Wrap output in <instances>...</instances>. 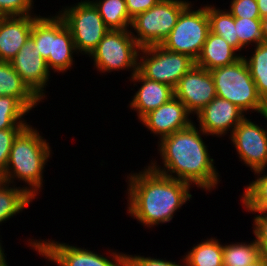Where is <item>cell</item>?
<instances>
[{"mask_svg": "<svg viewBox=\"0 0 267 266\" xmlns=\"http://www.w3.org/2000/svg\"><path fill=\"white\" fill-rule=\"evenodd\" d=\"M159 1L160 0H125L131 18H134L139 13L147 11Z\"/></svg>", "mask_w": 267, "mask_h": 266, "instance_id": "36", "label": "cell"}, {"mask_svg": "<svg viewBox=\"0 0 267 266\" xmlns=\"http://www.w3.org/2000/svg\"><path fill=\"white\" fill-rule=\"evenodd\" d=\"M34 47V40L29 37L10 63L29 88L44 100L46 97L44 88L49 82L51 71L48 69L46 60Z\"/></svg>", "mask_w": 267, "mask_h": 266, "instance_id": "13", "label": "cell"}, {"mask_svg": "<svg viewBox=\"0 0 267 266\" xmlns=\"http://www.w3.org/2000/svg\"><path fill=\"white\" fill-rule=\"evenodd\" d=\"M252 213H259L254 216L253 233L255 241L259 246L261 254L267 252V211H248Z\"/></svg>", "mask_w": 267, "mask_h": 266, "instance_id": "34", "label": "cell"}, {"mask_svg": "<svg viewBox=\"0 0 267 266\" xmlns=\"http://www.w3.org/2000/svg\"><path fill=\"white\" fill-rule=\"evenodd\" d=\"M22 129L0 130V176L4 173L13 142Z\"/></svg>", "mask_w": 267, "mask_h": 266, "instance_id": "33", "label": "cell"}, {"mask_svg": "<svg viewBox=\"0 0 267 266\" xmlns=\"http://www.w3.org/2000/svg\"><path fill=\"white\" fill-rule=\"evenodd\" d=\"M228 11L234 18L261 19L257 0H231Z\"/></svg>", "mask_w": 267, "mask_h": 266, "instance_id": "31", "label": "cell"}, {"mask_svg": "<svg viewBox=\"0 0 267 266\" xmlns=\"http://www.w3.org/2000/svg\"><path fill=\"white\" fill-rule=\"evenodd\" d=\"M190 3L179 15L176 25L161 44L166 50L189 55L196 61L210 32L207 5L198 10Z\"/></svg>", "mask_w": 267, "mask_h": 266, "instance_id": "7", "label": "cell"}, {"mask_svg": "<svg viewBox=\"0 0 267 266\" xmlns=\"http://www.w3.org/2000/svg\"><path fill=\"white\" fill-rule=\"evenodd\" d=\"M30 111L12 96H0V130L23 129L28 125L24 116Z\"/></svg>", "mask_w": 267, "mask_h": 266, "instance_id": "27", "label": "cell"}, {"mask_svg": "<svg viewBox=\"0 0 267 266\" xmlns=\"http://www.w3.org/2000/svg\"><path fill=\"white\" fill-rule=\"evenodd\" d=\"M140 48L131 29L109 30L89 57L101 73L130 69L132 77L138 71Z\"/></svg>", "mask_w": 267, "mask_h": 266, "instance_id": "8", "label": "cell"}, {"mask_svg": "<svg viewBox=\"0 0 267 266\" xmlns=\"http://www.w3.org/2000/svg\"><path fill=\"white\" fill-rule=\"evenodd\" d=\"M91 2L110 30H129L132 18L129 16L125 0H93Z\"/></svg>", "mask_w": 267, "mask_h": 266, "instance_id": "24", "label": "cell"}, {"mask_svg": "<svg viewBox=\"0 0 267 266\" xmlns=\"http://www.w3.org/2000/svg\"><path fill=\"white\" fill-rule=\"evenodd\" d=\"M174 96L191 115L199 113L217 96L211 72L194 65L174 87Z\"/></svg>", "mask_w": 267, "mask_h": 266, "instance_id": "12", "label": "cell"}, {"mask_svg": "<svg viewBox=\"0 0 267 266\" xmlns=\"http://www.w3.org/2000/svg\"><path fill=\"white\" fill-rule=\"evenodd\" d=\"M144 168L127 176V213L146 228L169 223L175 212L192 198V186L160 174L149 165Z\"/></svg>", "mask_w": 267, "mask_h": 266, "instance_id": "2", "label": "cell"}, {"mask_svg": "<svg viewBox=\"0 0 267 266\" xmlns=\"http://www.w3.org/2000/svg\"><path fill=\"white\" fill-rule=\"evenodd\" d=\"M183 264H177V262L167 261L166 259L145 257L140 255H126V266H186L185 259L183 257Z\"/></svg>", "mask_w": 267, "mask_h": 266, "instance_id": "35", "label": "cell"}, {"mask_svg": "<svg viewBox=\"0 0 267 266\" xmlns=\"http://www.w3.org/2000/svg\"><path fill=\"white\" fill-rule=\"evenodd\" d=\"M261 19L235 18L236 34L239 43L246 48L251 43L255 46L263 42ZM246 46V47H245Z\"/></svg>", "mask_w": 267, "mask_h": 266, "instance_id": "30", "label": "cell"}, {"mask_svg": "<svg viewBox=\"0 0 267 266\" xmlns=\"http://www.w3.org/2000/svg\"><path fill=\"white\" fill-rule=\"evenodd\" d=\"M40 15L3 16L0 19V61L10 62L31 36Z\"/></svg>", "mask_w": 267, "mask_h": 266, "instance_id": "16", "label": "cell"}, {"mask_svg": "<svg viewBox=\"0 0 267 266\" xmlns=\"http://www.w3.org/2000/svg\"><path fill=\"white\" fill-rule=\"evenodd\" d=\"M217 97L228 100L244 112L267 113V103L259 95L249 68L242 56L236 62L210 71Z\"/></svg>", "mask_w": 267, "mask_h": 266, "instance_id": "4", "label": "cell"}, {"mask_svg": "<svg viewBox=\"0 0 267 266\" xmlns=\"http://www.w3.org/2000/svg\"><path fill=\"white\" fill-rule=\"evenodd\" d=\"M190 3L188 0H160L147 11L137 14L131 23V34L136 43L140 47L161 45Z\"/></svg>", "mask_w": 267, "mask_h": 266, "instance_id": "5", "label": "cell"}, {"mask_svg": "<svg viewBox=\"0 0 267 266\" xmlns=\"http://www.w3.org/2000/svg\"><path fill=\"white\" fill-rule=\"evenodd\" d=\"M76 4L66 6L57 13L69 28L77 53L90 56L110 29L90 0H81Z\"/></svg>", "mask_w": 267, "mask_h": 266, "instance_id": "6", "label": "cell"}, {"mask_svg": "<svg viewBox=\"0 0 267 266\" xmlns=\"http://www.w3.org/2000/svg\"><path fill=\"white\" fill-rule=\"evenodd\" d=\"M186 254V266H223V245L215 237L201 241Z\"/></svg>", "mask_w": 267, "mask_h": 266, "instance_id": "23", "label": "cell"}, {"mask_svg": "<svg viewBox=\"0 0 267 266\" xmlns=\"http://www.w3.org/2000/svg\"><path fill=\"white\" fill-rule=\"evenodd\" d=\"M227 9H219L214 5H207V15L210 23V32L222 37L236 51L243 50V46L239 43L235 28V18Z\"/></svg>", "mask_w": 267, "mask_h": 266, "instance_id": "22", "label": "cell"}, {"mask_svg": "<svg viewBox=\"0 0 267 266\" xmlns=\"http://www.w3.org/2000/svg\"><path fill=\"white\" fill-rule=\"evenodd\" d=\"M244 113L235 104L216 96L196 114V118L199 122L198 127L205 134L222 137L229 131L231 135L234 128L246 117Z\"/></svg>", "mask_w": 267, "mask_h": 266, "instance_id": "14", "label": "cell"}, {"mask_svg": "<svg viewBox=\"0 0 267 266\" xmlns=\"http://www.w3.org/2000/svg\"><path fill=\"white\" fill-rule=\"evenodd\" d=\"M33 0H0V14L2 16L32 15Z\"/></svg>", "mask_w": 267, "mask_h": 266, "instance_id": "32", "label": "cell"}, {"mask_svg": "<svg viewBox=\"0 0 267 266\" xmlns=\"http://www.w3.org/2000/svg\"><path fill=\"white\" fill-rule=\"evenodd\" d=\"M0 96L16 97L29 111L42 102L7 61H0Z\"/></svg>", "mask_w": 267, "mask_h": 266, "instance_id": "20", "label": "cell"}, {"mask_svg": "<svg viewBox=\"0 0 267 266\" xmlns=\"http://www.w3.org/2000/svg\"><path fill=\"white\" fill-rule=\"evenodd\" d=\"M186 106L175 96L157 109L148 112L139 121L159 140L176 131L188 128L193 122Z\"/></svg>", "mask_w": 267, "mask_h": 266, "instance_id": "15", "label": "cell"}, {"mask_svg": "<svg viewBox=\"0 0 267 266\" xmlns=\"http://www.w3.org/2000/svg\"><path fill=\"white\" fill-rule=\"evenodd\" d=\"M267 168L260 169L254 174H257L256 180L252 181L245 187L241 203L246 211H267ZM263 174V175H262Z\"/></svg>", "mask_w": 267, "mask_h": 266, "instance_id": "25", "label": "cell"}, {"mask_svg": "<svg viewBox=\"0 0 267 266\" xmlns=\"http://www.w3.org/2000/svg\"><path fill=\"white\" fill-rule=\"evenodd\" d=\"M33 200L24 188L0 180V225L23 211Z\"/></svg>", "mask_w": 267, "mask_h": 266, "instance_id": "21", "label": "cell"}, {"mask_svg": "<svg viewBox=\"0 0 267 266\" xmlns=\"http://www.w3.org/2000/svg\"><path fill=\"white\" fill-rule=\"evenodd\" d=\"M261 19L267 18V0H257Z\"/></svg>", "mask_w": 267, "mask_h": 266, "instance_id": "37", "label": "cell"}, {"mask_svg": "<svg viewBox=\"0 0 267 266\" xmlns=\"http://www.w3.org/2000/svg\"><path fill=\"white\" fill-rule=\"evenodd\" d=\"M129 79L133 83L141 82V87L134 94L133 100L131 99L129 104V107L138 113L139 120L148 112L168 102L174 96V89L171 86L147 79L139 71L132 77H129Z\"/></svg>", "mask_w": 267, "mask_h": 266, "instance_id": "17", "label": "cell"}, {"mask_svg": "<svg viewBox=\"0 0 267 266\" xmlns=\"http://www.w3.org/2000/svg\"><path fill=\"white\" fill-rule=\"evenodd\" d=\"M51 151L47 140L36 128L28 124L16 136L0 180L10 184L15 183L16 179L27 183L29 187L23 188L36 199L43 187V170L49 158L52 157Z\"/></svg>", "mask_w": 267, "mask_h": 266, "instance_id": "3", "label": "cell"}, {"mask_svg": "<svg viewBox=\"0 0 267 266\" xmlns=\"http://www.w3.org/2000/svg\"><path fill=\"white\" fill-rule=\"evenodd\" d=\"M247 266H267V257L265 254H261L257 259Z\"/></svg>", "mask_w": 267, "mask_h": 266, "instance_id": "38", "label": "cell"}, {"mask_svg": "<svg viewBox=\"0 0 267 266\" xmlns=\"http://www.w3.org/2000/svg\"><path fill=\"white\" fill-rule=\"evenodd\" d=\"M261 255L256 241L223 245V266H247Z\"/></svg>", "mask_w": 267, "mask_h": 266, "instance_id": "28", "label": "cell"}, {"mask_svg": "<svg viewBox=\"0 0 267 266\" xmlns=\"http://www.w3.org/2000/svg\"><path fill=\"white\" fill-rule=\"evenodd\" d=\"M4 249L2 246H0V266H9L7 265L8 263L6 262V256L4 254Z\"/></svg>", "mask_w": 267, "mask_h": 266, "instance_id": "40", "label": "cell"}, {"mask_svg": "<svg viewBox=\"0 0 267 266\" xmlns=\"http://www.w3.org/2000/svg\"><path fill=\"white\" fill-rule=\"evenodd\" d=\"M33 240V241H32ZM28 240V245L51 263L58 266H126V253L110 250V257L94 250L79 248L53 240ZM111 258V259H110Z\"/></svg>", "mask_w": 267, "mask_h": 266, "instance_id": "10", "label": "cell"}, {"mask_svg": "<svg viewBox=\"0 0 267 266\" xmlns=\"http://www.w3.org/2000/svg\"><path fill=\"white\" fill-rule=\"evenodd\" d=\"M35 43L34 49L40 52L41 56L47 60L52 46V16H39L34 22L30 36Z\"/></svg>", "mask_w": 267, "mask_h": 266, "instance_id": "29", "label": "cell"}, {"mask_svg": "<svg viewBox=\"0 0 267 266\" xmlns=\"http://www.w3.org/2000/svg\"><path fill=\"white\" fill-rule=\"evenodd\" d=\"M243 57L259 95L267 103V44L259 43L249 58Z\"/></svg>", "mask_w": 267, "mask_h": 266, "instance_id": "26", "label": "cell"}, {"mask_svg": "<svg viewBox=\"0 0 267 266\" xmlns=\"http://www.w3.org/2000/svg\"><path fill=\"white\" fill-rule=\"evenodd\" d=\"M236 52L222 37L209 32L195 65L208 71L230 65L242 57Z\"/></svg>", "mask_w": 267, "mask_h": 266, "instance_id": "19", "label": "cell"}, {"mask_svg": "<svg viewBox=\"0 0 267 266\" xmlns=\"http://www.w3.org/2000/svg\"><path fill=\"white\" fill-rule=\"evenodd\" d=\"M196 126L192 123L188 128L162 138L158 142V151L164 166L152 160L149 166L167 177L210 191L220 182V175L202 138V134H208Z\"/></svg>", "mask_w": 267, "mask_h": 266, "instance_id": "1", "label": "cell"}, {"mask_svg": "<svg viewBox=\"0 0 267 266\" xmlns=\"http://www.w3.org/2000/svg\"><path fill=\"white\" fill-rule=\"evenodd\" d=\"M267 120V113L262 115ZM245 117L229 135L240 161L252 172L267 167V130Z\"/></svg>", "mask_w": 267, "mask_h": 266, "instance_id": "11", "label": "cell"}, {"mask_svg": "<svg viewBox=\"0 0 267 266\" xmlns=\"http://www.w3.org/2000/svg\"><path fill=\"white\" fill-rule=\"evenodd\" d=\"M74 52L77 54L69 28L58 14L52 16V46L46 60L48 69L57 73L70 70L74 62Z\"/></svg>", "mask_w": 267, "mask_h": 266, "instance_id": "18", "label": "cell"}, {"mask_svg": "<svg viewBox=\"0 0 267 266\" xmlns=\"http://www.w3.org/2000/svg\"><path fill=\"white\" fill-rule=\"evenodd\" d=\"M261 34L263 35V43L267 44V18L261 19Z\"/></svg>", "mask_w": 267, "mask_h": 266, "instance_id": "39", "label": "cell"}, {"mask_svg": "<svg viewBox=\"0 0 267 266\" xmlns=\"http://www.w3.org/2000/svg\"><path fill=\"white\" fill-rule=\"evenodd\" d=\"M138 58V71L145 78L167 84L173 89L195 65V60L189 55L168 51L161 45L141 47Z\"/></svg>", "mask_w": 267, "mask_h": 266, "instance_id": "9", "label": "cell"}]
</instances>
